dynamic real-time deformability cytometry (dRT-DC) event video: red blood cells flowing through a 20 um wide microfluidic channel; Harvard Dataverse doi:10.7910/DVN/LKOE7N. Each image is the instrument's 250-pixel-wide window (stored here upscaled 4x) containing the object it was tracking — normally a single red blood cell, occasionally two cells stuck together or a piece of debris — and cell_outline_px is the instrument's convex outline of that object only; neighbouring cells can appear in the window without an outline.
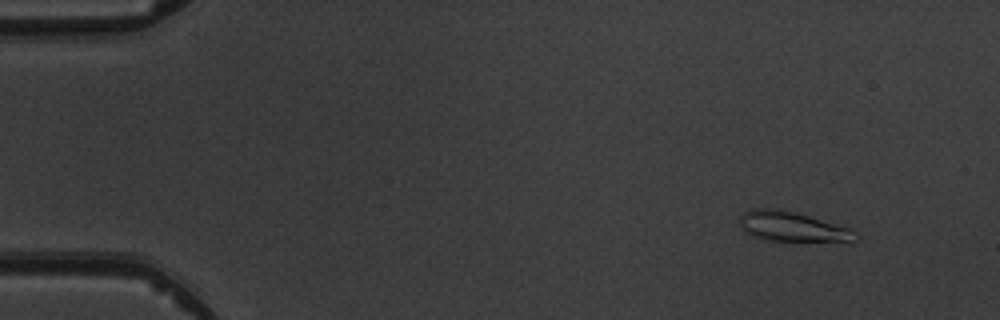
{"species": "common noctule bat (a hibernating species)", "species_latin": "Nyctalus noctula", "temperature_condition": "warm", "stored_images_in_passage": 6, "camera_frame_rate_fps": 3000, "um_per_image_px": 0.085, "animal": {"sex": "male", "body_mass_g": 19.5, "forearm_length_mm": 54.6}, "frame": {"image": 1, "passage_image": 2, "time_ms": 1.333, "image_size_px": [1000, 320], "cell_outline_px": [[860, 236], [856, 240], [772, 240], [756, 236], [744, 232], [740, 224], [740, 216], [744, 212], [752, 208], [776, 208], [808, 216], [852, 228]], "centroid_in_image_um": [67.33, 19.24], "position_along_channel_um": 17.7, "area_um2": 19.54}}
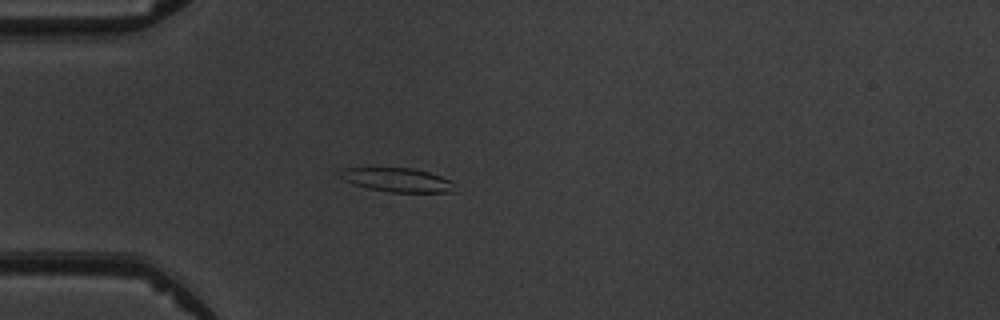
{"frame": {"image": 2, "passage_image": 5, "time_ms": 4.667, "image_size_px": [1000, 320], "cell_outline_px": [[456, 192], [388, 192], [368, 188], [352, 184], [344, 180], [340, 176], [340, 168], [412, 168], [428, 172], [452, 180]], "centroid_in_image_um": [33.77, 15.3], "position_along_channel_um": 51.2, "area_um2": 16.01}}